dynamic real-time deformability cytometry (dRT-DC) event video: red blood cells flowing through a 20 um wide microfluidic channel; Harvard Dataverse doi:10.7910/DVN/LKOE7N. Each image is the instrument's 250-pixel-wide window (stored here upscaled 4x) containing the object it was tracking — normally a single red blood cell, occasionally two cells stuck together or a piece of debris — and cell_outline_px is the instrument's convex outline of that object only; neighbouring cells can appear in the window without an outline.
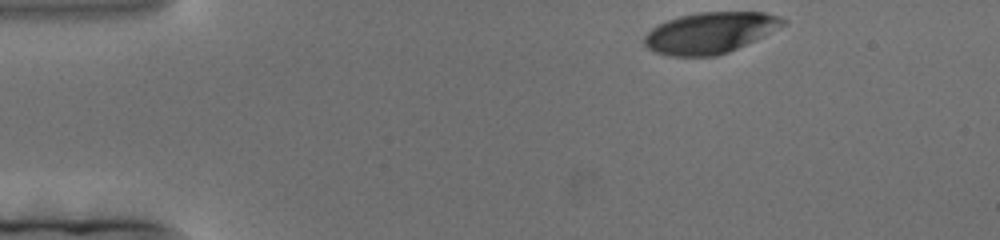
{"species": "human", "species_latin": "Homo sapiens", "temperature_condition": "cold", "stored_images_in_passage": 170, "camera_frame_rate_fps": 3000, "um_per_image_px": 0.085, "donor": {"sex": "female"}, "frame": {"image": 1, "passage_image": 1, "time_ms": 0.0, "image_size_px": [1000, 240], "cell_outline_px": [[788, 24], [764, 36], [728, 52], [716, 56], [668, 56], [656, 52], [648, 48], [644, 44], [644, 36], [652, 28], [668, 20], [680, 16], [700, 12], [764, 12], [780, 16], [788, 20]], "centroid_in_image_um": [60.4, 2.78], "position_along_channel_um": 24.6, "area_um2": 33.23}}
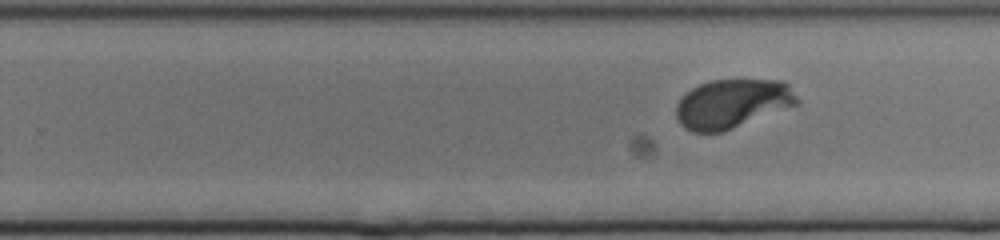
{"frame": {"image": 2, "passage_image": 95, "time_ms": 31.333, "image_size_px": [1000, 240], "cell_outline_px": [[800, 104], [724, 132], [692, 132], [684, 128], [680, 124], [676, 116], [676, 104], [680, 96], [684, 92], [700, 84], [712, 80], [784, 80], [788, 84], [800, 100]], "centroid_in_image_um": [62.24, 8.82], "position_along_channel_um": 267.6, "area_um2": 35.08}}
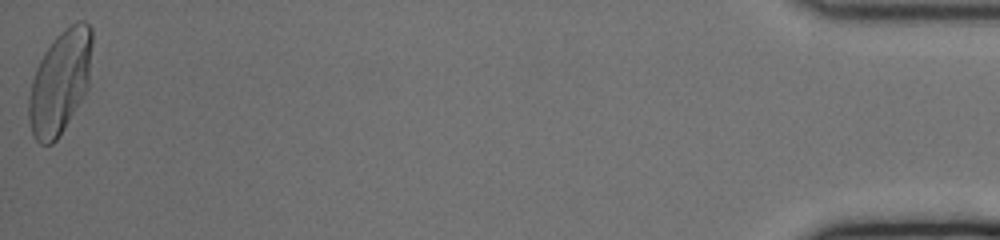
{"frame": {"image": 3, "passage_image": 169, "time_ms": 56.0, "image_size_px": [1000, 240], "cell_outline_px": [[92, 44], [88, 88], [84, 96], [60, 136], [52, 144], [40, 144], [32, 136], [28, 120], [28, 96], [32, 80], [36, 68], [44, 52], [56, 36], [60, 32], [76, 20], [84, 20], [92, 28]], "centroid_in_image_um": [5.1, 6.99], "position_along_channel_um": 430.1, "area_um2": 38.55}}